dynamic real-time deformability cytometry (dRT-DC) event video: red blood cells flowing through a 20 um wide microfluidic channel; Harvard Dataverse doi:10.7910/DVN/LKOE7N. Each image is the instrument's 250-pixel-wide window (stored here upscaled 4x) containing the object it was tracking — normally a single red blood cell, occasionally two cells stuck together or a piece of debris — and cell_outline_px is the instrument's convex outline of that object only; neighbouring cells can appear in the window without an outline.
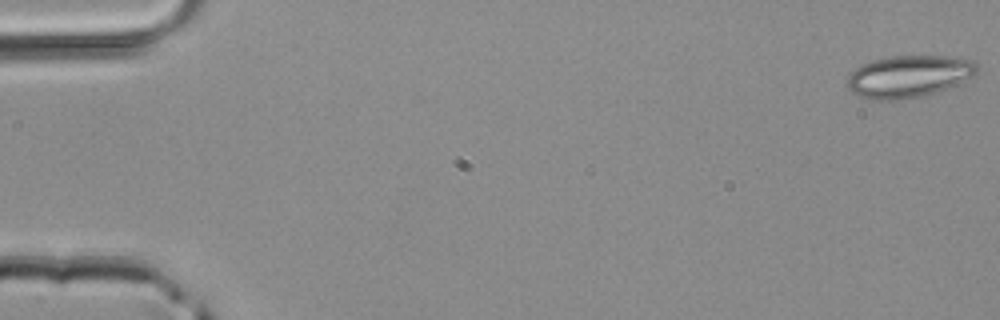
{"species": "common noctule bat (a hibernating species)", "species_latin": "Nyctalus noctula", "temperature_condition": "room temperature", "stored_images_in_passage": 4, "camera_frame_rate_fps": 3000, "um_per_image_px": 0.085, "animal": {"sex": "male", "body_mass_g": 20.4}, "frame": {"image": 1, "passage_image": 1, "time_ms": 0.0, "image_size_px": [1000, 320], "cell_outline_px": [[976, 76], [948, 88], [924, 96], [896, 100], [868, 100], [852, 92], [848, 88], [848, 76], [856, 68], [872, 60], [892, 56], [948, 56], [976, 60]], "centroid_in_image_um": [77.27, 6.5], "position_along_channel_um": 7.7, "area_um2": 31.96}}